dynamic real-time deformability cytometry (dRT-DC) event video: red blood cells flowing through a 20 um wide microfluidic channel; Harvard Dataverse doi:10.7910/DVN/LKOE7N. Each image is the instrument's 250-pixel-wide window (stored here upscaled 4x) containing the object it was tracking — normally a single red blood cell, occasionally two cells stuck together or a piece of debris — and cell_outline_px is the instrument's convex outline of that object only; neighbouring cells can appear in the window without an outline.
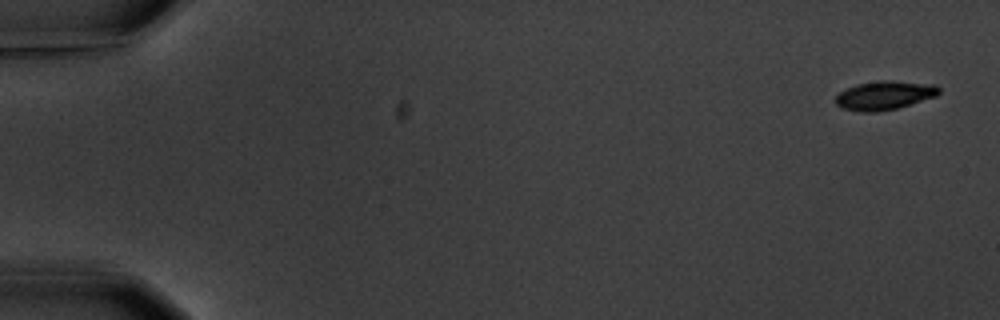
{"species": "common noctule bat (a hibernating species)", "species_latin": "Nyctalus noctula", "temperature_condition": "warm", "stored_images_in_passage": 10, "camera_frame_rate_fps": 3000, "um_per_image_px": 0.085, "animal": {"sex": "male", "body_mass_g": 20.1, "forearm_length_mm": 53.5}, "frame": {"image": 1, "passage_image": 1, "time_ms": 0.0, "image_size_px": [1000, 320], "cell_outline_px": [[940, 92], [936, 96], [896, 108], [876, 112], [860, 112], [840, 108], [836, 104], [836, 96], [840, 92], [856, 84], [880, 80], [892, 80], [936, 84], [940, 88]], "centroid_in_image_um": [75.18, 8.09], "position_along_channel_um": 9.8, "area_um2": 17.4}}
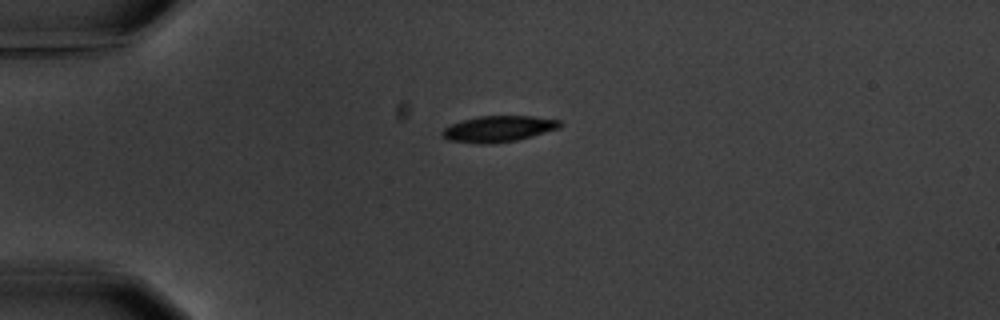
{"frame": {"image": 2, "passage_image": 5, "time_ms": 4.333, "image_size_px": [1000, 320], "cell_outline_px": [[564, 124], [560, 128], [532, 136], [516, 140], [488, 144], [480, 144], [448, 140], [440, 132], [448, 124], [460, 120], [480, 116], [532, 116], [560, 120]], "centroid_in_image_um": [42.36, 10.94], "position_along_channel_um": 42.6, "area_um2": 18.03}}